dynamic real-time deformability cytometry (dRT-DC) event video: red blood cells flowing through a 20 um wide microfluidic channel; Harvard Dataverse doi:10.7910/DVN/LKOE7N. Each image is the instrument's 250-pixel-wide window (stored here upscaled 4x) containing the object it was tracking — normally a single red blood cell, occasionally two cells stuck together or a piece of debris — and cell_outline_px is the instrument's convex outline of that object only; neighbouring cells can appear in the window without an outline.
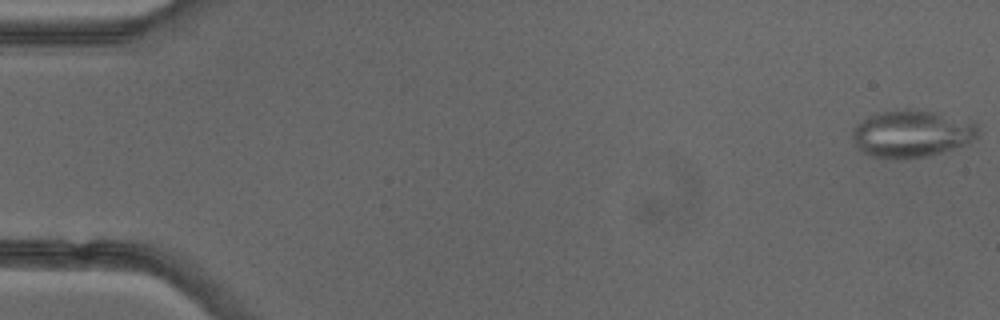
{"species": "common noctule bat (a hibernating species)", "species_latin": "Nyctalus noctula", "temperature_condition": "cold", "stored_images_in_passage": 51, "segment_of_instrument_passage": [1, 2], "camera_frame_rate_fps": 3000, "um_per_image_px": 0.085, "animal": {"sex": "female"}, "frame": {"image": 1, "passage_image": 1, "time_ms": 0.0, "image_size_px": [1000, 320], "cell_outline_px": [[980, 136], [976, 140], [968, 144], [928, 156], [896, 160], [872, 156], [856, 148], [852, 136], [852, 128], [856, 124], [868, 116], [876, 112], [904, 108], [916, 108], [936, 112], [976, 124], [980, 132]], "centroid_in_image_um": [77.48, 11.36], "position_along_channel_um": 7.5, "area_um2": 35.2}}